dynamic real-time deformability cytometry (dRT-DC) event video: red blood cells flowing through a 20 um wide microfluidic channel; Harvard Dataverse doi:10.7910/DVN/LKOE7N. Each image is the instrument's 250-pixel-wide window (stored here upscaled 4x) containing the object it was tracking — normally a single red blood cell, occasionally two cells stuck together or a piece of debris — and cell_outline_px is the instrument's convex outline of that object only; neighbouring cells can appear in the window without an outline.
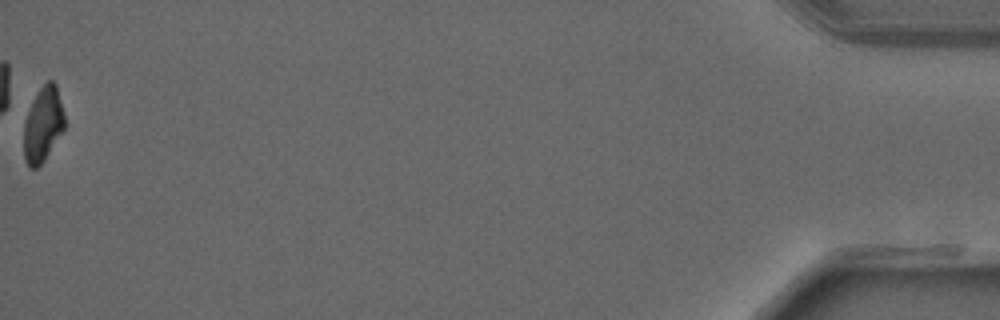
{"species": "common noctule bat (a hibernating species)", "species_latin": "Nyctalus noctula", "temperature_condition": "warm", "stored_images_in_passage": 39, "camera_frame_rate_fps": 3000, "um_per_image_px": 0.085, "animal": {"sex": "male", "forearm_length_mm": 52.5}, "frame": {"image": 1, "passage_image": 39, "time_ms": 12.667, "image_size_px": [1000, 320], "cell_outline_px": [[64, 128], [44, 160], [36, 168], [32, 168], [24, 160], [24, 124], [32, 100], [40, 88], [48, 80], [52, 80], [56, 84], [64, 116]], "centroid_in_image_um": [3.64, 10.56], "position_along_channel_um": 431.6, "area_um2": 17.4}}